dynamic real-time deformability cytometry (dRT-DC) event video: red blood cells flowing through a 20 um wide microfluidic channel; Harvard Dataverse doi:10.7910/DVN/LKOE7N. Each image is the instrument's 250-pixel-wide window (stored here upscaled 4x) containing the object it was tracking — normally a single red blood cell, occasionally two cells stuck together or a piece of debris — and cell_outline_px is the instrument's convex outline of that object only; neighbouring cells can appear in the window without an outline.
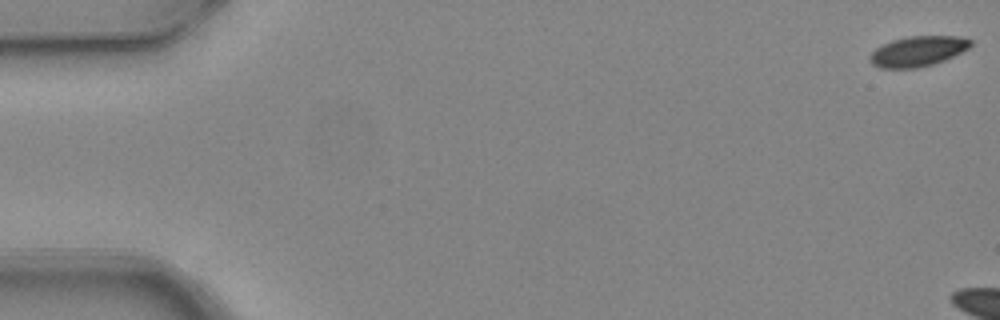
{"species": "common noctule bat (a hibernating species)", "species_latin": "Nyctalus noctula", "temperature_condition": "warm", "stored_images_in_passage": 5, "camera_frame_rate_fps": 3000, "um_per_image_px": 0.085, "animal": {"sex": "female", "body_mass_g": 24.6, "forearm_length_mm": 56.2}, "frame": {"image": 1, "passage_image": 1, "time_ms": 0.0, "image_size_px": [1000, 320], "cell_outline_px": [[972, 44], [968, 48], [944, 60], [932, 64], [916, 68], [880, 68], [872, 64], [868, 60], [868, 56], [876, 48], [892, 40], [908, 36], [956, 36], [972, 40]], "centroid_in_image_um": [77.97, 4.36], "position_along_channel_um": 7.0, "area_um2": 17.63}}